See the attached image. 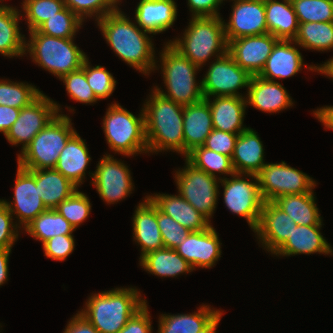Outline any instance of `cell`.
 Returning <instances> with one entry per match:
<instances>
[{"label": "cell", "mask_w": 333, "mask_h": 333, "mask_svg": "<svg viewBox=\"0 0 333 333\" xmlns=\"http://www.w3.org/2000/svg\"><path fill=\"white\" fill-rule=\"evenodd\" d=\"M296 46L297 43L294 40H278L258 76L275 81V79L289 78L299 73L304 66V61Z\"/></svg>", "instance_id": "23"}, {"label": "cell", "mask_w": 333, "mask_h": 333, "mask_svg": "<svg viewBox=\"0 0 333 333\" xmlns=\"http://www.w3.org/2000/svg\"><path fill=\"white\" fill-rule=\"evenodd\" d=\"M156 207L164 214L171 216L176 222L189 231L207 229L211 222L179 193L178 195L155 194L147 195Z\"/></svg>", "instance_id": "27"}, {"label": "cell", "mask_w": 333, "mask_h": 333, "mask_svg": "<svg viewBox=\"0 0 333 333\" xmlns=\"http://www.w3.org/2000/svg\"><path fill=\"white\" fill-rule=\"evenodd\" d=\"M136 287L115 288L92 293L84 309L78 311L99 333H118L147 300Z\"/></svg>", "instance_id": "3"}, {"label": "cell", "mask_w": 333, "mask_h": 333, "mask_svg": "<svg viewBox=\"0 0 333 333\" xmlns=\"http://www.w3.org/2000/svg\"><path fill=\"white\" fill-rule=\"evenodd\" d=\"M257 176L265 202H273L284 195L309 193L317 185L309 175L289 166L285 161L266 163Z\"/></svg>", "instance_id": "11"}, {"label": "cell", "mask_w": 333, "mask_h": 333, "mask_svg": "<svg viewBox=\"0 0 333 333\" xmlns=\"http://www.w3.org/2000/svg\"><path fill=\"white\" fill-rule=\"evenodd\" d=\"M322 225H297L287 241L274 253L276 256L298 254L333 255L331 245L320 232Z\"/></svg>", "instance_id": "29"}, {"label": "cell", "mask_w": 333, "mask_h": 333, "mask_svg": "<svg viewBox=\"0 0 333 333\" xmlns=\"http://www.w3.org/2000/svg\"><path fill=\"white\" fill-rule=\"evenodd\" d=\"M36 187L47 209H55L78 187L55 169L35 170Z\"/></svg>", "instance_id": "33"}, {"label": "cell", "mask_w": 333, "mask_h": 333, "mask_svg": "<svg viewBox=\"0 0 333 333\" xmlns=\"http://www.w3.org/2000/svg\"><path fill=\"white\" fill-rule=\"evenodd\" d=\"M143 110L148 154L170 150L184 156V106L164 97L153 88Z\"/></svg>", "instance_id": "2"}, {"label": "cell", "mask_w": 333, "mask_h": 333, "mask_svg": "<svg viewBox=\"0 0 333 333\" xmlns=\"http://www.w3.org/2000/svg\"><path fill=\"white\" fill-rule=\"evenodd\" d=\"M217 327L211 332V333H216Z\"/></svg>", "instance_id": "60"}, {"label": "cell", "mask_w": 333, "mask_h": 333, "mask_svg": "<svg viewBox=\"0 0 333 333\" xmlns=\"http://www.w3.org/2000/svg\"><path fill=\"white\" fill-rule=\"evenodd\" d=\"M250 1H256V2H261V3H267L269 0H250Z\"/></svg>", "instance_id": "58"}, {"label": "cell", "mask_w": 333, "mask_h": 333, "mask_svg": "<svg viewBox=\"0 0 333 333\" xmlns=\"http://www.w3.org/2000/svg\"><path fill=\"white\" fill-rule=\"evenodd\" d=\"M159 57L161 67L157 65L155 69L161 68L164 86L167 90L164 92L161 88L155 86L156 91L182 106L194 104L203 99L201 80L200 83L195 80L196 73L201 68L192 63L168 42L165 43Z\"/></svg>", "instance_id": "5"}, {"label": "cell", "mask_w": 333, "mask_h": 333, "mask_svg": "<svg viewBox=\"0 0 333 333\" xmlns=\"http://www.w3.org/2000/svg\"><path fill=\"white\" fill-rule=\"evenodd\" d=\"M88 57L85 59V76L97 99L111 96L116 87V80L104 66H91Z\"/></svg>", "instance_id": "46"}, {"label": "cell", "mask_w": 333, "mask_h": 333, "mask_svg": "<svg viewBox=\"0 0 333 333\" xmlns=\"http://www.w3.org/2000/svg\"><path fill=\"white\" fill-rule=\"evenodd\" d=\"M229 21L224 23L227 42L252 35L268 33L265 19V3L241 0L233 2Z\"/></svg>", "instance_id": "19"}, {"label": "cell", "mask_w": 333, "mask_h": 333, "mask_svg": "<svg viewBox=\"0 0 333 333\" xmlns=\"http://www.w3.org/2000/svg\"><path fill=\"white\" fill-rule=\"evenodd\" d=\"M38 194L35 170H26L18 166L14 186V201L9 202L4 199L1 201L9 209L12 216H17L15 217L18 219L16 220V224L20 229L21 227L24 229L40 213L47 210L42 198Z\"/></svg>", "instance_id": "15"}, {"label": "cell", "mask_w": 333, "mask_h": 333, "mask_svg": "<svg viewBox=\"0 0 333 333\" xmlns=\"http://www.w3.org/2000/svg\"><path fill=\"white\" fill-rule=\"evenodd\" d=\"M96 22L107 44L120 59L144 75L155 70L156 52L148 36L151 33L142 30L119 8Z\"/></svg>", "instance_id": "1"}, {"label": "cell", "mask_w": 333, "mask_h": 333, "mask_svg": "<svg viewBox=\"0 0 333 333\" xmlns=\"http://www.w3.org/2000/svg\"><path fill=\"white\" fill-rule=\"evenodd\" d=\"M21 109L0 105V132L4 134L11 128L17 120Z\"/></svg>", "instance_id": "54"}, {"label": "cell", "mask_w": 333, "mask_h": 333, "mask_svg": "<svg viewBox=\"0 0 333 333\" xmlns=\"http://www.w3.org/2000/svg\"><path fill=\"white\" fill-rule=\"evenodd\" d=\"M121 0H64L65 6L75 13L82 21L87 17L101 19L117 10ZM96 15V16H95Z\"/></svg>", "instance_id": "44"}, {"label": "cell", "mask_w": 333, "mask_h": 333, "mask_svg": "<svg viewBox=\"0 0 333 333\" xmlns=\"http://www.w3.org/2000/svg\"><path fill=\"white\" fill-rule=\"evenodd\" d=\"M22 230L43 244L58 235H73L75 228L55 209H47Z\"/></svg>", "instance_id": "36"}, {"label": "cell", "mask_w": 333, "mask_h": 333, "mask_svg": "<svg viewBox=\"0 0 333 333\" xmlns=\"http://www.w3.org/2000/svg\"><path fill=\"white\" fill-rule=\"evenodd\" d=\"M61 81L66 87L67 95L76 102L92 104L98 101L85 76V60L80 69L63 76Z\"/></svg>", "instance_id": "45"}, {"label": "cell", "mask_w": 333, "mask_h": 333, "mask_svg": "<svg viewBox=\"0 0 333 333\" xmlns=\"http://www.w3.org/2000/svg\"><path fill=\"white\" fill-rule=\"evenodd\" d=\"M278 39L270 33L243 36L228 43V53L251 76L263 70Z\"/></svg>", "instance_id": "16"}, {"label": "cell", "mask_w": 333, "mask_h": 333, "mask_svg": "<svg viewBox=\"0 0 333 333\" xmlns=\"http://www.w3.org/2000/svg\"><path fill=\"white\" fill-rule=\"evenodd\" d=\"M83 22L66 6L42 23L35 31L58 38H75Z\"/></svg>", "instance_id": "39"}, {"label": "cell", "mask_w": 333, "mask_h": 333, "mask_svg": "<svg viewBox=\"0 0 333 333\" xmlns=\"http://www.w3.org/2000/svg\"><path fill=\"white\" fill-rule=\"evenodd\" d=\"M246 176L249 179L244 178ZM230 178L222 177L220 179V183L224 187V203L232 213L245 218L254 231L258 226L261 208L265 202L261 196L258 176L234 173Z\"/></svg>", "instance_id": "10"}, {"label": "cell", "mask_w": 333, "mask_h": 333, "mask_svg": "<svg viewBox=\"0 0 333 333\" xmlns=\"http://www.w3.org/2000/svg\"><path fill=\"white\" fill-rule=\"evenodd\" d=\"M139 262L145 271L161 278L177 277L193 271L192 266L175 249L166 247L144 255Z\"/></svg>", "instance_id": "34"}, {"label": "cell", "mask_w": 333, "mask_h": 333, "mask_svg": "<svg viewBox=\"0 0 333 333\" xmlns=\"http://www.w3.org/2000/svg\"><path fill=\"white\" fill-rule=\"evenodd\" d=\"M11 249L0 247V286L8 281V264Z\"/></svg>", "instance_id": "56"}, {"label": "cell", "mask_w": 333, "mask_h": 333, "mask_svg": "<svg viewBox=\"0 0 333 333\" xmlns=\"http://www.w3.org/2000/svg\"><path fill=\"white\" fill-rule=\"evenodd\" d=\"M212 130V114L209 103L205 98L194 104L184 106V156H186L194 148L203 146L206 138Z\"/></svg>", "instance_id": "24"}, {"label": "cell", "mask_w": 333, "mask_h": 333, "mask_svg": "<svg viewBox=\"0 0 333 333\" xmlns=\"http://www.w3.org/2000/svg\"><path fill=\"white\" fill-rule=\"evenodd\" d=\"M297 224L273 202H264L260 220L253 231L258 242L269 253L274 254L291 236Z\"/></svg>", "instance_id": "18"}, {"label": "cell", "mask_w": 333, "mask_h": 333, "mask_svg": "<svg viewBox=\"0 0 333 333\" xmlns=\"http://www.w3.org/2000/svg\"><path fill=\"white\" fill-rule=\"evenodd\" d=\"M42 246L47 258L64 261L73 252L75 240L73 235H58L45 241Z\"/></svg>", "instance_id": "48"}, {"label": "cell", "mask_w": 333, "mask_h": 333, "mask_svg": "<svg viewBox=\"0 0 333 333\" xmlns=\"http://www.w3.org/2000/svg\"><path fill=\"white\" fill-rule=\"evenodd\" d=\"M102 125L108 147L115 153L130 157L148 152L143 109L135 116L115 102L108 107Z\"/></svg>", "instance_id": "8"}, {"label": "cell", "mask_w": 333, "mask_h": 333, "mask_svg": "<svg viewBox=\"0 0 333 333\" xmlns=\"http://www.w3.org/2000/svg\"><path fill=\"white\" fill-rule=\"evenodd\" d=\"M299 23L333 22V0H291Z\"/></svg>", "instance_id": "42"}, {"label": "cell", "mask_w": 333, "mask_h": 333, "mask_svg": "<svg viewBox=\"0 0 333 333\" xmlns=\"http://www.w3.org/2000/svg\"><path fill=\"white\" fill-rule=\"evenodd\" d=\"M294 42L307 50H333V22L299 23Z\"/></svg>", "instance_id": "37"}, {"label": "cell", "mask_w": 333, "mask_h": 333, "mask_svg": "<svg viewBox=\"0 0 333 333\" xmlns=\"http://www.w3.org/2000/svg\"><path fill=\"white\" fill-rule=\"evenodd\" d=\"M184 168L175 172V182L179 194L210 222L216 209L219 196L217 178L195 167L186 158Z\"/></svg>", "instance_id": "9"}, {"label": "cell", "mask_w": 333, "mask_h": 333, "mask_svg": "<svg viewBox=\"0 0 333 333\" xmlns=\"http://www.w3.org/2000/svg\"><path fill=\"white\" fill-rule=\"evenodd\" d=\"M71 121L65 114H57L24 150L17 154L18 166L26 170L54 169L60 152L76 133Z\"/></svg>", "instance_id": "6"}, {"label": "cell", "mask_w": 333, "mask_h": 333, "mask_svg": "<svg viewBox=\"0 0 333 333\" xmlns=\"http://www.w3.org/2000/svg\"><path fill=\"white\" fill-rule=\"evenodd\" d=\"M214 60L201 80L203 98L246 97L237 90L248 88L252 76L242 69L228 52Z\"/></svg>", "instance_id": "13"}, {"label": "cell", "mask_w": 333, "mask_h": 333, "mask_svg": "<svg viewBox=\"0 0 333 333\" xmlns=\"http://www.w3.org/2000/svg\"><path fill=\"white\" fill-rule=\"evenodd\" d=\"M63 333H99V331L78 312L69 320Z\"/></svg>", "instance_id": "53"}, {"label": "cell", "mask_w": 333, "mask_h": 333, "mask_svg": "<svg viewBox=\"0 0 333 333\" xmlns=\"http://www.w3.org/2000/svg\"><path fill=\"white\" fill-rule=\"evenodd\" d=\"M245 98L247 106L267 113H279L294 104L282 84L263 79L258 75L251 77Z\"/></svg>", "instance_id": "21"}, {"label": "cell", "mask_w": 333, "mask_h": 333, "mask_svg": "<svg viewBox=\"0 0 333 333\" xmlns=\"http://www.w3.org/2000/svg\"><path fill=\"white\" fill-rule=\"evenodd\" d=\"M315 199L314 191H312L284 195L275 199L273 203L288 214L297 225H323Z\"/></svg>", "instance_id": "35"}, {"label": "cell", "mask_w": 333, "mask_h": 333, "mask_svg": "<svg viewBox=\"0 0 333 333\" xmlns=\"http://www.w3.org/2000/svg\"><path fill=\"white\" fill-rule=\"evenodd\" d=\"M185 158L195 167L217 178L216 174L231 176L235 173L229 156L209 150L204 146L194 148Z\"/></svg>", "instance_id": "38"}, {"label": "cell", "mask_w": 333, "mask_h": 333, "mask_svg": "<svg viewBox=\"0 0 333 333\" xmlns=\"http://www.w3.org/2000/svg\"><path fill=\"white\" fill-rule=\"evenodd\" d=\"M42 91L25 82L0 80V105L21 109L34 101Z\"/></svg>", "instance_id": "40"}, {"label": "cell", "mask_w": 333, "mask_h": 333, "mask_svg": "<svg viewBox=\"0 0 333 333\" xmlns=\"http://www.w3.org/2000/svg\"><path fill=\"white\" fill-rule=\"evenodd\" d=\"M151 316L146 303L118 333H152Z\"/></svg>", "instance_id": "51"}, {"label": "cell", "mask_w": 333, "mask_h": 333, "mask_svg": "<svg viewBox=\"0 0 333 333\" xmlns=\"http://www.w3.org/2000/svg\"><path fill=\"white\" fill-rule=\"evenodd\" d=\"M264 150L263 143L254 129L248 127L241 132L237 137L231 157L235 173L257 175L266 164Z\"/></svg>", "instance_id": "28"}, {"label": "cell", "mask_w": 333, "mask_h": 333, "mask_svg": "<svg viewBox=\"0 0 333 333\" xmlns=\"http://www.w3.org/2000/svg\"><path fill=\"white\" fill-rule=\"evenodd\" d=\"M222 310L209 305L200 306L189 314H161L158 319V333H211L222 318Z\"/></svg>", "instance_id": "20"}, {"label": "cell", "mask_w": 333, "mask_h": 333, "mask_svg": "<svg viewBox=\"0 0 333 333\" xmlns=\"http://www.w3.org/2000/svg\"><path fill=\"white\" fill-rule=\"evenodd\" d=\"M60 107L42 92L29 105L21 108L17 120L7 131L5 138L14 146L21 144L23 151L57 114H62Z\"/></svg>", "instance_id": "12"}, {"label": "cell", "mask_w": 333, "mask_h": 333, "mask_svg": "<svg viewBox=\"0 0 333 333\" xmlns=\"http://www.w3.org/2000/svg\"><path fill=\"white\" fill-rule=\"evenodd\" d=\"M306 69H309L311 71L314 72H318L321 74H324L325 76L331 78L333 80V57L330 58L329 60H327V62H324L323 64H321L320 66H313V65H306L305 64Z\"/></svg>", "instance_id": "57"}, {"label": "cell", "mask_w": 333, "mask_h": 333, "mask_svg": "<svg viewBox=\"0 0 333 333\" xmlns=\"http://www.w3.org/2000/svg\"><path fill=\"white\" fill-rule=\"evenodd\" d=\"M206 100L212 114L213 129L240 134L248 128L243 125L247 108L245 97L217 96Z\"/></svg>", "instance_id": "26"}, {"label": "cell", "mask_w": 333, "mask_h": 333, "mask_svg": "<svg viewBox=\"0 0 333 333\" xmlns=\"http://www.w3.org/2000/svg\"><path fill=\"white\" fill-rule=\"evenodd\" d=\"M265 19L268 33L278 40H294L299 21L291 0H269L265 3Z\"/></svg>", "instance_id": "31"}, {"label": "cell", "mask_w": 333, "mask_h": 333, "mask_svg": "<svg viewBox=\"0 0 333 333\" xmlns=\"http://www.w3.org/2000/svg\"><path fill=\"white\" fill-rule=\"evenodd\" d=\"M224 1H225V0H224ZM232 1H234V2H239V1H241V0H232ZM220 2L223 3V0H220Z\"/></svg>", "instance_id": "59"}, {"label": "cell", "mask_w": 333, "mask_h": 333, "mask_svg": "<svg viewBox=\"0 0 333 333\" xmlns=\"http://www.w3.org/2000/svg\"><path fill=\"white\" fill-rule=\"evenodd\" d=\"M9 209L0 199V247L12 249V246L19 237L20 228Z\"/></svg>", "instance_id": "49"}, {"label": "cell", "mask_w": 333, "mask_h": 333, "mask_svg": "<svg viewBox=\"0 0 333 333\" xmlns=\"http://www.w3.org/2000/svg\"><path fill=\"white\" fill-rule=\"evenodd\" d=\"M192 17H218L220 0H187Z\"/></svg>", "instance_id": "52"}, {"label": "cell", "mask_w": 333, "mask_h": 333, "mask_svg": "<svg viewBox=\"0 0 333 333\" xmlns=\"http://www.w3.org/2000/svg\"><path fill=\"white\" fill-rule=\"evenodd\" d=\"M238 135L239 134L213 129L206 138L203 146L231 158Z\"/></svg>", "instance_id": "50"}, {"label": "cell", "mask_w": 333, "mask_h": 333, "mask_svg": "<svg viewBox=\"0 0 333 333\" xmlns=\"http://www.w3.org/2000/svg\"><path fill=\"white\" fill-rule=\"evenodd\" d=\"M218 17H192L183 36L169 40L175 49L199 68L211 57L219 58L228 52L224 23Z\"/></svg>", "instance_id": "4"}, {"label": "cell", "mask_w": 333, "mask_h": 333, "mask_svg": "<svg viewBox=\"0 0 333 333\" xmlns=\"http://www.w3.org/2000/svg\"><path fill=\"white\" fill-rule=\"evenodd\" d=\"M89 175L99 196L108 205L125 199L134 190L128 166L111 154L103 155L94 173L89 172Z\"/></svg>", "instance_id": "14"}, {"label": "cell", "mask_w": 333, "mask_h": 333, "mask_svg": "<svg viewBox=\"0 0 333 333\" xmlns=\"http://www.w3.org/2000/svg\"><path fill=\"white\" fill-rule=\"evenodd\" d=\"M85 141L76 132L60 152L59 159L54 167L77 187H80L84 182L85 171L91 161Z\"/></svg>", "instance_id": "30"}, {"label": "cell", "mask_w": 333, "mask_h": 333, "mask_svg": "<svg viewBox=\"0 0 333 333\" xmlns=\"http://www.w3.org/2000/svg\"><path fill=\"white\" fill-rule=\"evenodd\" d=\"M221 244L212 224L204 230L191 231L175 250L193 268H212L221 257Z\"/></svg>", "instance_id": "17"}, {"label": "cell", "mask_w": 333, "mask_h": 333, "mask_svg": "<svg viewBox=\"0 0 333 333\" xmlns=\"http://www.w3.org/2000/svg\"><path fill=\"white\" fill-rule=\"evenodd\" d=\"M21 4L29 32L65 7L64 0H24Z\"/></svg>", "instance_id": "41"}, {"label": "cell", "mask_w": 333, "mask_h": 333, "mask_svg": "<svg viewBox=\"0 0 333 333\" xmlns=\"http://www.w3.org/2000/svg\"><path fill=\"white\" fill-rule=\"evenodd\" d=\"M55 210L76 230L89 217L91 203L88 196L77 189L69 198L62 201Z\"/></svg>", "instance_id": "43"}, {"label": "cell", "mask_w": 333, "mask_h": 333, "mask_svg": "<svg viewBox=\"0 0 333 333\" xmlns=\"http://www.w3.org/2000/svg\"><path fill=\"white\" fill-rule=\"evenodd\" d=\"M313 115L325 126L333 130V106H324L313 111Z\"/></svg>", "instance_id": "55"}, {"label": "cell", "mask_w": 333, "mask_h": 333, "mask_svg": "<svg viewBox=\"0 0 333 333\" xmlns=\"http://www.w3.org/2000/svg\"><path fill=\"white\" fill-rule=\"evenodd\" d=\"M133 241L141 248V259L144 255L164 248L162 235L157 222V207L146 195L133 213Z\"/></svg>", "instance_id": "22"}, {"label": "cell", "mask_w": 333, "mask_h": 333, "mask_svg": "<svg viewBox=\"0 0 333 333\" xmlns=\"http://www.w3.org/2000/svg\"><path fill=\"white\" fill-rule=\"evenodd\" d=\"M20 10L4 3L0 4V54L4 57L25 55V35L20 32ZM21 15V16H20Z\"/></svg>", "instance_id": "32"}, {"label": "cell", "mask_w": 333, "mask_h": 333, "mask_svg": "<svg viewBox=\"0 0 333 333\" xmlns=\"http://www.w3.org/2000/svg\"><path fill=\"white\" fill-rule=\"evenodd\" d=\"M157 222L164 247L175 249L191 232L157 208Z\"/></svg>", "instance_id": "47"}, {"label": "cell", "mask_w": 333, "mask_h": 333, "mask_svg": "<svg viewBox=\"0 0 333 333\" xmlns=\"http://www.w3.org/2000/svg\"><path fill=\"white\" fill-rule=\"evenodd\" d=\"M135 8V23L152 35L165 32L177 19L174 0H139Z\"/></svg>", "instance_id": "25"}, {"label": "cell", "mask_w": 333, "mask_h": 333, "mask_svg": "<svg viewBox=\"0 0 333 333\" xmlns=\"http://www.w3.org/2000/svg\"><path fill=\"white\" fill-rule=\"evenodd\" d=\"M25 52L32 61L59 80L72 71L80 69L87 55L74 43V38H58L30 31Z\"/></svg>", "instance_id": "7"}]
</instances>
